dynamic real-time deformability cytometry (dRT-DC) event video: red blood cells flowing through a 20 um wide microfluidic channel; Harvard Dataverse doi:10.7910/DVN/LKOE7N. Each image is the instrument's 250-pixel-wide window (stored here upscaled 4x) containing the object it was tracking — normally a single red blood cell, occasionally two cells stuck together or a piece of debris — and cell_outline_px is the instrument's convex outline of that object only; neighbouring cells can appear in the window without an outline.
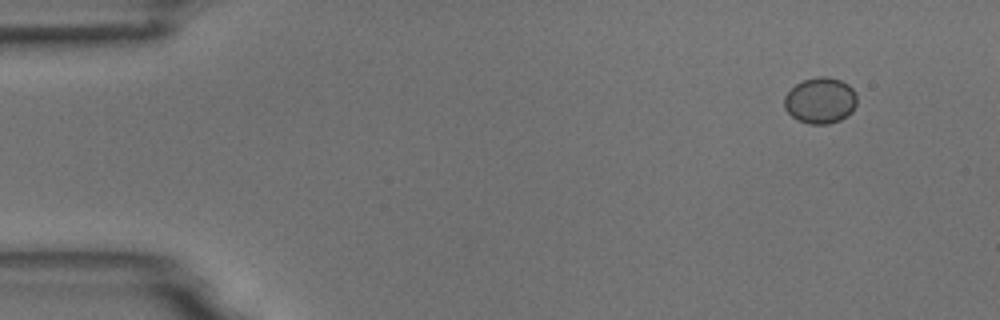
{"species": "common noctule bat (a hibernating species)", "species_latin": "Nyctalus noctula", "temperature_condition": "room temperature", "stored_images_in_passage": 4, "camera_frame_rate_fps": 3000, "um_per_image_px": 0.085, "animal": {"sex": "male", "body_mass_g": 18.8}, "frame": {"image": 1, "passage_image": 1, "time_ms": 0.0, "image_size_px": [1000, 320], "cell_outline_px": [[856, 104], [852, 112], [840, 120], [828, 124], [808, 124], [792, 116], [784, 108], [784, 96], [796, 84], [804, 80], [816, 76], [828, 76], [840, 80], [848, 84], [856, 92]], "centroid_in_image_um": [69.74, 8.53], "position_along_channel_um": 15.3, "area_um2": 19.54}}
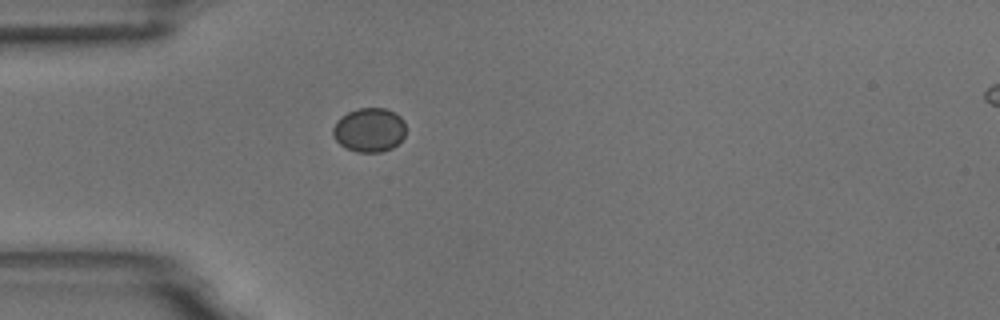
{"frame": {"image": 2, "passage_image": 4, "time_ms": 3.667, "image_size_px": [1000, 320], "cell_outline_px": [[404, 136], [392, 148], [380, 152], [356, 152], [340, 144], [336, 140], [332, 132], [332, 128], [336, 120], [340, 116], [348, 112], [360, 108], [384, 108], [396, 112], [404, 120]], "centroid_in_image_um": [31.38, 11.03], "position_along_channel_um": 53.6, "area_um2": 18.73}}